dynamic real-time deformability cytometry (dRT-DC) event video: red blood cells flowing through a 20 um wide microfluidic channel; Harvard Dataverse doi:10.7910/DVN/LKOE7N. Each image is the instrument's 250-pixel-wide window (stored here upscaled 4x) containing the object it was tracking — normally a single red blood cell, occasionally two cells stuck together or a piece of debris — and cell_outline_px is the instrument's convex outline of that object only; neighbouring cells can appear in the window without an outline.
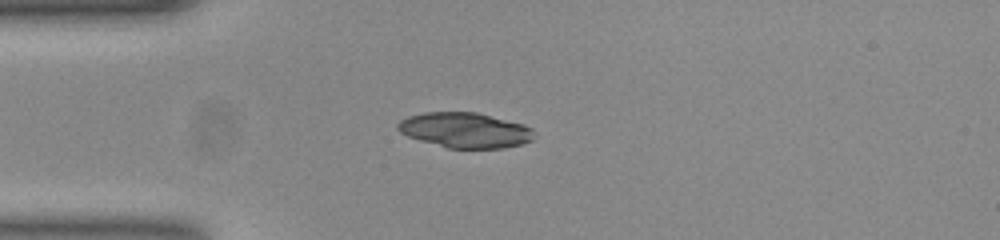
{"species": "common noctule bat (a hibernating species)", "species_latin": "Nyctalus noctula", "temperature_condition": "room temperature", "stored_images_in_passage": 40, "camera_frame_rate_fps": 3000, "um_per_image_px": 0.085, "animal": {"sex": "female", "body_mass_g": 23.0, "forearm_length_mm": 53.4}, "frame": {"image": 1, "passage_image": 1, "time_ms": 0.0, "image_size_px": [1000, 240], "cell_outline_px": [[536, 136], [532, 140], [524, 144], [504, 148], [448, 148], [420, 140], [408, 136], [400, 132], [396, 128], [396, 124], [400, 120], [408, 116], [424, 112], [476, 112], [524, 124], [532, 128]], "centroid_in_image_um": [39.55, 11.06], "position_along_channel_um": 45.4, "area_um2": 28.15}}
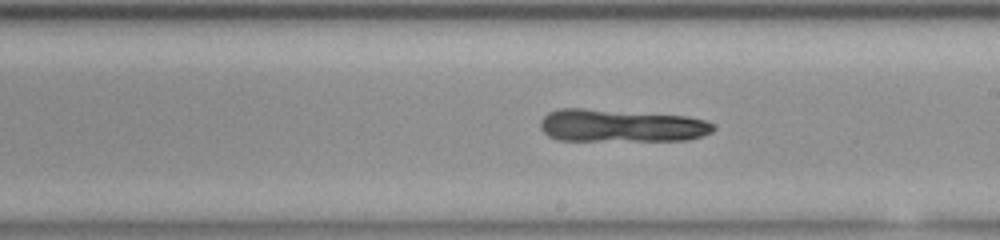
{"frame": {"image": 2, "passage_image": 17, "time_ms": 5.333, "image_size_px": [1000, 240], "cell_outline_px": [[716, 128], [712, 132], [688, 140], [556, 140], [548, 136], [540, 128], [540, 120], [548, 112], [560, 108], [584, 108], [688, 116], [704, 120], [716, 124]], "centroid_in_image_um": [52.78, 10.67], "position_along_channel_um": 236.2, "area_um2": 33.12}}
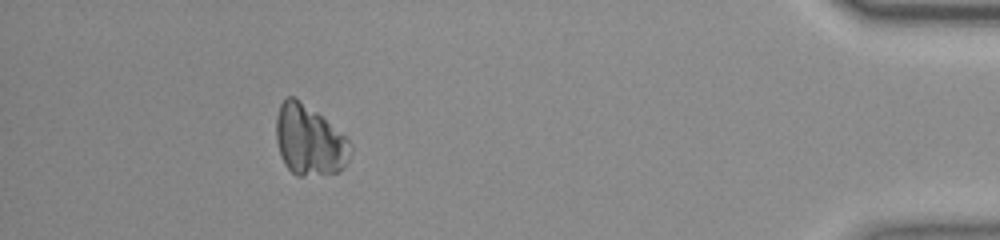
{"frame": {"image": 3, "passage_image": 35, "time_ms": 11.333, "image_size_px": [1000, 240], "cell_outline_px": [[352, 152], [344, 168], [336, 172], [300, 176], [296, 176], [284, 164], [280, 156], [276, 140], [276, 116], [280, 104], [288, 96], [292, 96], [316, 112], [344, 136], [352, 144]], "centroid_in_image_um": [26.27, 11.96], "position_along_channel_um": 408.9, "area_um2": 30.11}}